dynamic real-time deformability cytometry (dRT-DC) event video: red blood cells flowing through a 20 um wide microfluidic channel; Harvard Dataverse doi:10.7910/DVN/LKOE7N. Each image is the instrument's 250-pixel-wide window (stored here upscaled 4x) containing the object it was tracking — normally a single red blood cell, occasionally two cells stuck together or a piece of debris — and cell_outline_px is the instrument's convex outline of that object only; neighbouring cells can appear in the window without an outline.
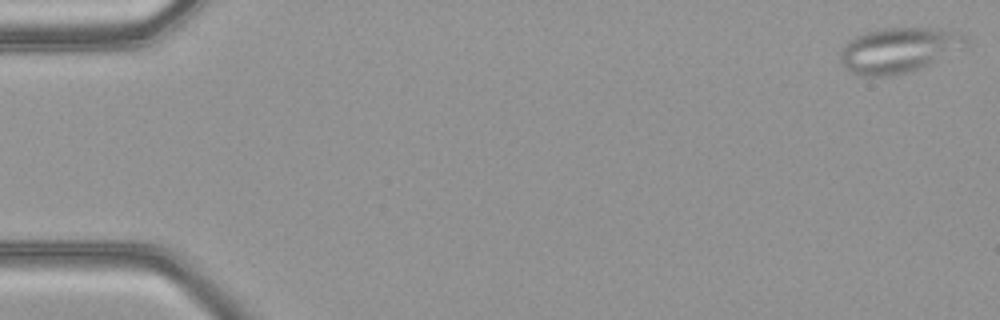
{"species": "common noctule bat (a hibernating species)", "species_latin": "Nyctalus noctula", "temperature_condition": "warm", "stored_images_in_passage": 49, "camera_frame_rate_fps": 3000, "um_per_image_px": 0.085, "animal": {"sex": "female", "body_mass_g": 21.9}, "frame": {"image": 1, "passage_image": 1, "time_ms": 0.0, "image_size_px": [1000, 320], "cell_outline_px": [[968, 44], [964, 48], [920, 68], [908, 72], [892, 76], [860, 76], [844, 68], [840, 64], [840, 52], [848, 40], [864, 32], [884, 28], [936, 28], [964, 36]], "centroid_in_image_um": [76.32, 4.27], "position_along_channel_um": 8.7, "area_um2": 32.89}}
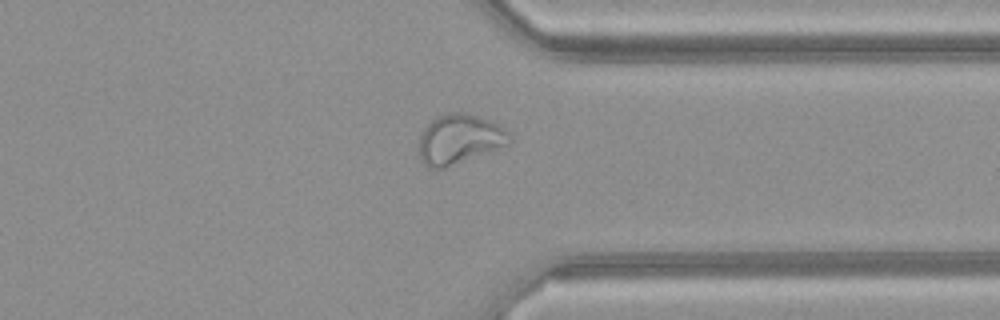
{"frame": {"image": 2, "passage_image": 38, "time_ms": 12.333, "image_size_px": [1000, 320], "cell_outline_px": [[512, 140], [508, 144], [444, 168], [428, 168], [420, 160], [420, 132], [436, 116], [448, 112], [464, 112], [492, 120], [504, 128], [512, 136]], "centroid_in_image_um": [39.04, 11.8], "position_along_channel_um": 372.4, "area_um2": 26.13}}
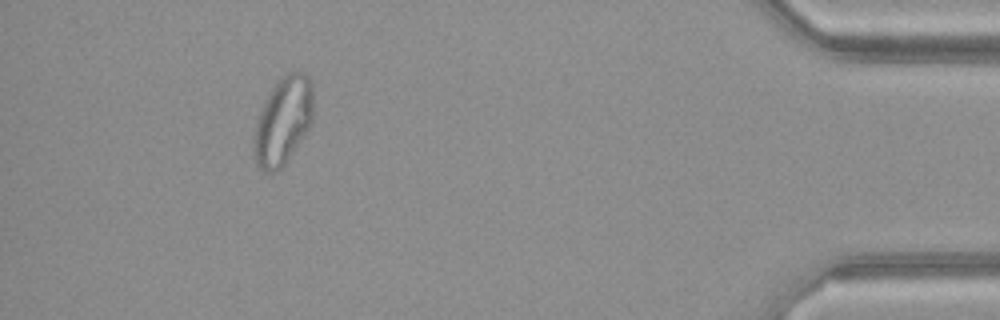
{"frame": {"image": 3, "passage_image": 45, "time_ms": 14.667, "image_size_px": [1000, 320], "cell_outline_px": [[312, 124], [284, 164], [276, 172], [264, 172], [256, 164], [252, 156], [252, 140], [256, 120], [276, 80], [284, 72], [304, 72], [312, 80]], "centroid_in_image_um": [24.03, 10.27], "position_along_channel_um": 411.2, "area_um2": 30.69}, "authors_computed_cell_mechanics": {"area_um2": 28.6688, "velocity_mm_per_s": 4.1896, "shape_relaxation_time_tau1_ms": null, "shape_relaxation_time_tau2_ms": 1.5845, "deformation_change_tau1": null, "deformation_change_tau2": 0.0858}}